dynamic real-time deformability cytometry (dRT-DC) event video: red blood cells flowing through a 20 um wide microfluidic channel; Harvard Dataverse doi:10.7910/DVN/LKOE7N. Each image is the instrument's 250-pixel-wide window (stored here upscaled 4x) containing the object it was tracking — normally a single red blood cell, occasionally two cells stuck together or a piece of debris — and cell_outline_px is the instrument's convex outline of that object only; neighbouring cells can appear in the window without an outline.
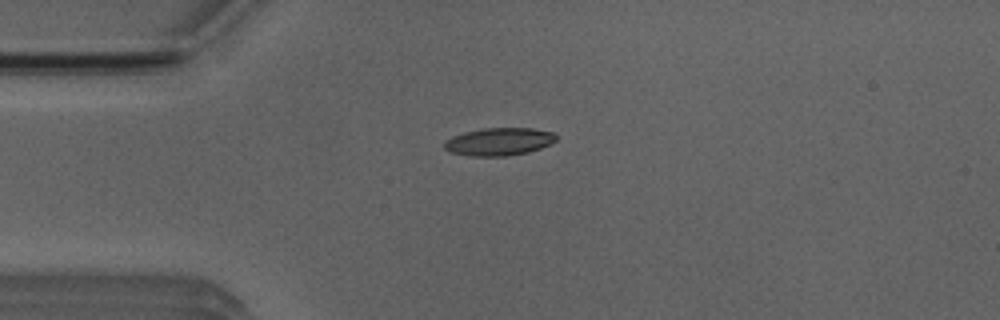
{"species": "Egyptian fruit bat (a non-hibernating species)", "species_latin": "Rousettus aegyptiacus", "temperature_condition": "room temperature", "stored_images_in_passage": 3, "camera_frame_rate_fps": 3000, "um_per_image_px": 0.085, "animal": {"sex": "male"}, "frame": {"image": 1, "passage_image": 1, "time_ms": 0.0, "image_size_px": [1000, 320], "cell_outline_px": [[556, 140], [540, 148], [528, 152], [508, 156], [472, 156], [452, 152], [444, 148], [444, 144], [452, 136], [464, 132], [484, 128], [532, 128], [552, 132], [556, 136]], "centroid_in_image_um": [42.42, 12.04], "position_along_channel_um": 42.6, "area_um2": 17.86}}